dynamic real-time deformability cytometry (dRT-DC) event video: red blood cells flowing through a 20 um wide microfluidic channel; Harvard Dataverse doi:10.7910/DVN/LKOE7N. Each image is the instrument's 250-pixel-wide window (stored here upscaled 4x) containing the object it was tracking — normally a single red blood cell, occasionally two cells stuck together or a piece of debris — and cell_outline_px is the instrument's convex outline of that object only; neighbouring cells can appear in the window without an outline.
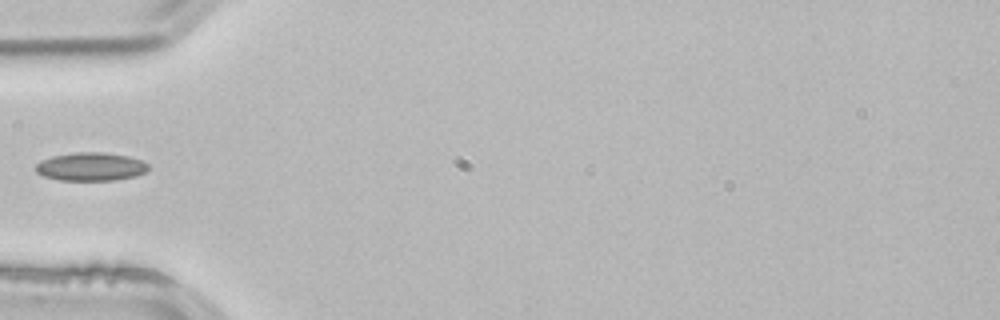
{"species": "common noctule bat (a hibernating species)", "species_latin": "Nyctalus noctula", "temperature_condition": "room temperature", "stored_images_in_passage": 3, "camera_frame_rate_fps": 3000, "um_per_image_px": 0.085, "animal": {"sex": "male", "body_mass_g": 21.5, "forearm_length_mm": 52.0}, "frame": {"image": 1, "passage_image": 3, "time_ms": 0.667, "image_size_px": [1000, 320], "cell_outline_px": [[148, 168], [144, 172], [136, 176], [116, 180], [60, 180], [44, 176], [36, 172], [36, 164], [40, 160], [52, 156], [76, 152], [100, 152], [128, 156], [140, 160], [148, 164]], "centroid_in_image_um": [7.69, 14.16], "position_along_channel_um": 77.3, "area_um2": 18.5}}